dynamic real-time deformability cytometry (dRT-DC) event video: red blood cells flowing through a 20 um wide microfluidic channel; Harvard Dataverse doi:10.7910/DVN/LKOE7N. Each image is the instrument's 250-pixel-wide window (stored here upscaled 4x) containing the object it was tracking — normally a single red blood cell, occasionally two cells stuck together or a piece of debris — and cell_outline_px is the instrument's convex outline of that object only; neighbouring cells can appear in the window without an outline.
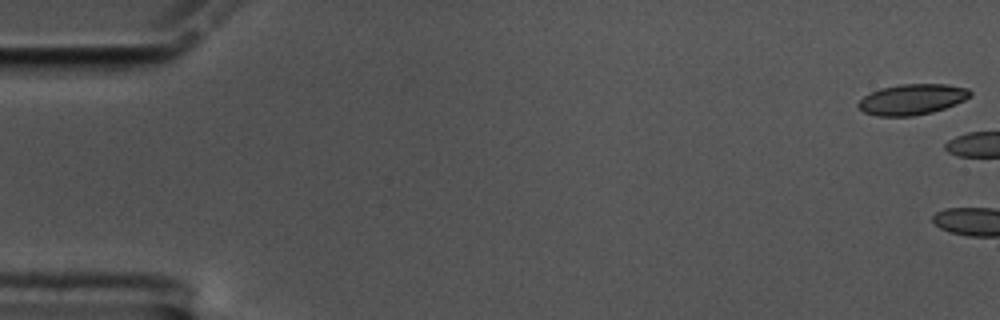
{"species": "common noctule bat (a hibernating species)", "species_latin": "Nyctalus noctula", "temperature_condition": "cold", "stored_images_in_passage": 4, "camera_frame_rate_fps": 3000, "um_per_image_px": 0.085, "animal": {"sex": "male", "body_mass_g": 17.5, "forearm_length_mm": 52.3}, "frame": {"image": 1, "passage_image": 1, "time_ms": 0.0, "image_size_px": [1000, 320], "cell_outline_px": [[972, 96], [956, 104], [932, 112], [912, 116], [876, 116], [864, 112], [856, 104], [864, 96], [880, 88], [900, 84], [948, 84], [968, 88], [972, 92]], "centroid_in_image_um": [77.55, 8.44], "position_along_channel_um": 7.5, "area_um2": 20.06}}